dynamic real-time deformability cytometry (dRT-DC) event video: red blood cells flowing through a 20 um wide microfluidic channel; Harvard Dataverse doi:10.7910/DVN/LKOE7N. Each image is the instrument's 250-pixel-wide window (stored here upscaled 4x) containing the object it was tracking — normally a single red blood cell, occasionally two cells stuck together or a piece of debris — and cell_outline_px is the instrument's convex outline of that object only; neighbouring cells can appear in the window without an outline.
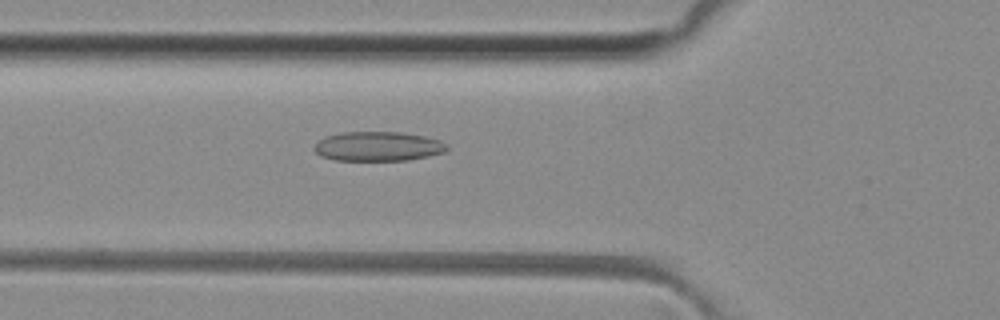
{"species": "common noctule bat (a hibernating species)", "species_latin": "Nyctalus noctula", "temperature_condition": "room temperature", "stored_images_in_passage": 50, "camera_frame_rate_fps": 3000, "um_per_image_px": 0.085, "animal": {"sex": "female", "body_mass_g": 29.2, "forearm_length_mm": 56.3}, "frame": {"image": 1, "passage_image": 18, "time_ms": 5.667, "image_size_px": [1000, 320], "cell_outline_px": [[448, 148], [444, 152], [428, 156], [408, 160], [336, 160], [320, 156], [312, 148], [324, 136], [340, 132], [400, 132], [424, 136], [440, 140], [448, 144]], "centroid_in_image_um": [32.12, 12.43], "position_along_channel_um": 93.7, "area_um2": 22.83}}
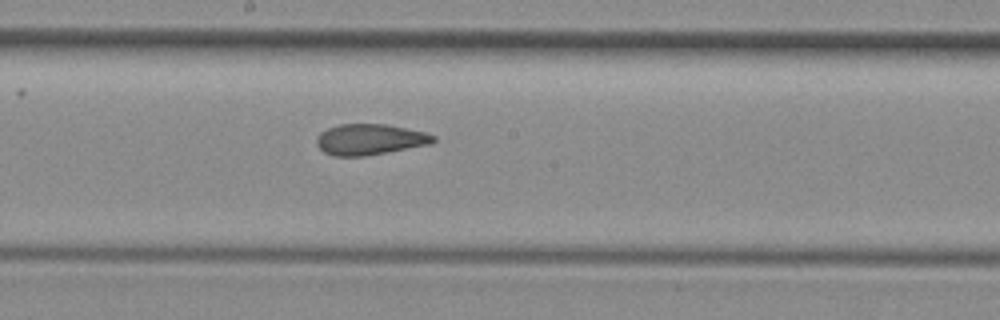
{"frame": {"image": 2, "passage_image": 27, "time_ms": 8.667, "image_size_px": [1000, 320], "cell_outline_px": [[436, 140], [432, 144], [364, 156], [332, 156], [324, 152], [316, 144], [316, 140], [320, 132], [328, 128], [340, 124], [384, 124], [428, 132], [436, 136]], "centroid_in_image_um": [31.46, 11.85], "position_along_channel_um": 216.7, "area_um2": 21.1}}
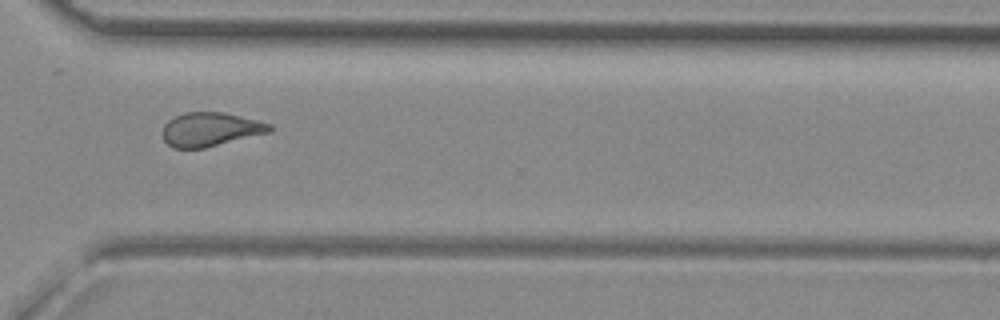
{"frame": {"image": 3, "passage_image": 37, "time_ms": 12.0, "image_size_px": [1000, 320], "cell_outline_px": [[272, 132], [204, 148], [172, 148], [164, 140], [160, 132], [164, 124], [168, 120], [184, 112], [224, 112], [272, 124]], "centroid_in_image_um": [17.86, 11.0], "position_along_channel_um": 352.7, "area_um2": 21.33}, "authors_computed_cell_mechanics": {"area_um2": 21.9062, "velocity_mm_per_s": 4.0844, "shape_relaxation_time_tau1_ms": null, "shape_relaxation_time_tau2_ms": 1.989, "deformation_change_tau1": null, "deformation_change_tau2": 0.092}}